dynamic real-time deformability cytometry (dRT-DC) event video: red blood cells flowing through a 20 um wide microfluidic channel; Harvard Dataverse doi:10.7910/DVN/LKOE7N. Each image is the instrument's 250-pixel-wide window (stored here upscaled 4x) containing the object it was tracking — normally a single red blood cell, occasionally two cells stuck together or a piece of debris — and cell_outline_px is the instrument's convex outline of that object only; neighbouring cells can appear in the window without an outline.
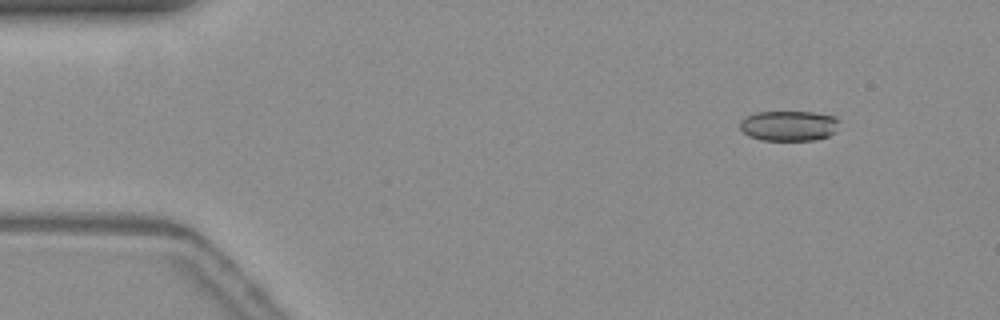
{"species": "common noctule bat (a hibernating species)", "species_latin": "Nyctalus noctula", "temperature_condition": "warm", "stored_images_in_passage": 8, "camera_frame_rate_fps": 3000, "um_per_image_px": 0.085, "animal": {"sex": "female", "body_mass_g": 19.3, "forearm_length_mm": 54.1}, "frame": {"image": 1, "passage_image": 1, "time_ms": 0.0, "image_size_px": [1000, 320], "cell_outline_px": [[840, 120], [832, 132], [828, 136], [812, 140], [760, 140], [748, 136], [740, 128], [740, 120], [744, 116], [756, 112], [812, 112], [836, 116]], "centroid_in_image_um": [67.0, 10.68], "position_along_channel_um": 18.0, "area_um2": 17.51}}